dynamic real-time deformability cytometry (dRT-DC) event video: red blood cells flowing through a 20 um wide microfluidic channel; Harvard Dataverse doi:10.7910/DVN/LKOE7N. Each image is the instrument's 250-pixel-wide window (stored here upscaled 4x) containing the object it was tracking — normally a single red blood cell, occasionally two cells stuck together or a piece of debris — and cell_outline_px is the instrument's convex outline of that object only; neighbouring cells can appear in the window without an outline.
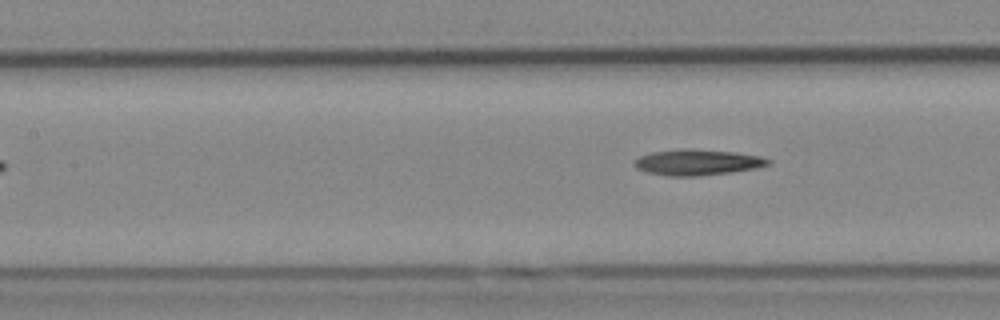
{"species": "Egyptian fruit bat (a non-hibernating species)", "species_latin": "Rousettus aegyptiacus", "temperature_condition": "cold", "stored_images_in_passage": 7, "segment_of_instrument_passage": [2, 2], "camera_frame_rate_fps": 3000, "um_per_image_px": 0.085, "animal": {"sex": "female"}, "frame": {"image": 1, "passage_image": 7, "time_ms": 8.0, "image_size_px": [1000, 320], "cell_outline_px": [[772, 164], [756, 168], [728, 172], [696, 176], [668, 176], [648, 172], [636, 168], [632, 164], [632, 160], [640, 156], [652, 152], [680, 148], [692, 148], [736, 152], [760, 156], [772, 160]], "centroid_in_image_um": [59.26, 13.78], "position_along_channel_um": 148.1, "area_um2": 20.35}}